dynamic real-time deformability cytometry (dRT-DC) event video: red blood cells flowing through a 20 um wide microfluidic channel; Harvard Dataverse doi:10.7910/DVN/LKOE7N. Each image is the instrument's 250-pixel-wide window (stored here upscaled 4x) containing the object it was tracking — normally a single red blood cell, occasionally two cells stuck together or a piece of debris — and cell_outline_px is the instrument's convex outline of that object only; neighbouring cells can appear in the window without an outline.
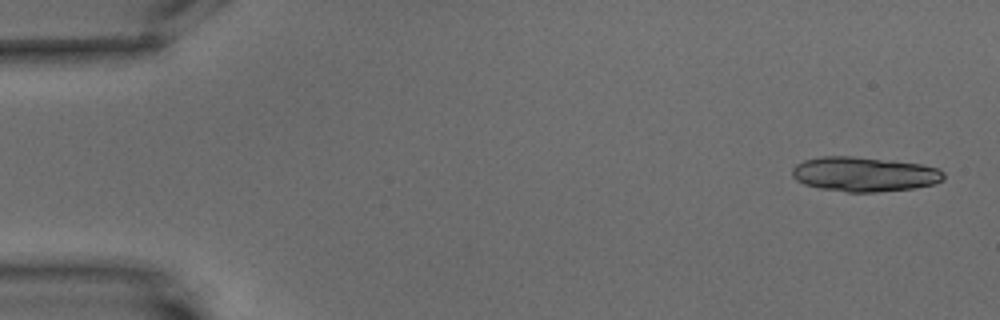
{"species": "common noctule bat (a hibernating species)", "species_latin": "Nyctalus noctula", "temperature_condition": "warm", "stored_images_in_passage": 5, "camera_frame_rate_fps": 3000, "um_per_image_px": 0.085, "animal": {"sex": "male", "body_mass_g": 15.6}, "frame": {"image": 1, "passage_image": 1, "time_ms": 0.0, "image_size_px": [1000, 320], "cell_outline_px": [[944, 180], [936, 184], [912, 188], [876, 192], [848, 192], [820, 188], [804, 184], [796, 180], [792, 176], [792, 168], [796, 164], [804, 160], [820, 156], [852, 156], [892, 160], [920, 164], [940, 168], [944, 172]], "centroid_in_image_um": [73.48, 14.8], "position_along_channel_um": 11.5, "area_um2": 30.81}}